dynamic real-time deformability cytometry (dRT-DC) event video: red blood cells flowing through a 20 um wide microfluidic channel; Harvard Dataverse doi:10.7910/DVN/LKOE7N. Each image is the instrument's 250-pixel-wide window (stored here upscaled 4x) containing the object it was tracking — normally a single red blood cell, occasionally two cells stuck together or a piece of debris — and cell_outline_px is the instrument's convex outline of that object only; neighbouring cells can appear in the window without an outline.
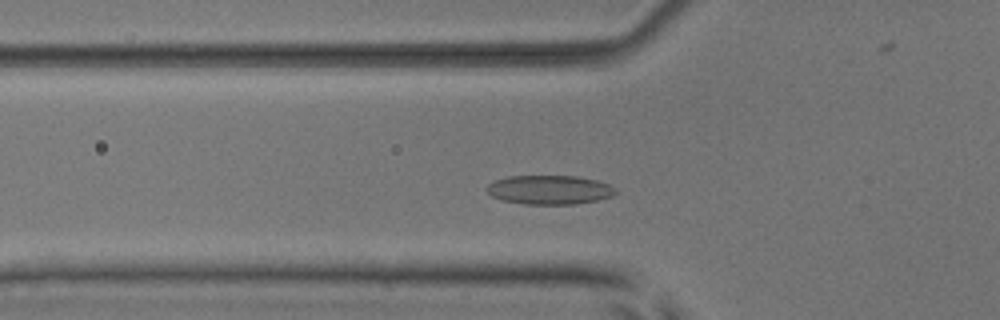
{"species": "common noctule bat (a hibernating species)", "species_latin": "Nyctalus noctula", "temperature_condition": "room temperature", "stored_images_in_passage": 49, "camera_frame_rate_fps": 3000, "um_per_image_px": 0.085, "animal": {"sex": "male", "body_mass_g": 17.9, "forearm_length_mm": 54.2}, "frame": {"image": 1, "passage_image": 13, "time_ms": 4.0, "image_size_px": [1000, 320], "cell_outline_px": [[616, 192], [612, 196], [596, 200], [576, 204], [524, 204], [504, 200], [492, 196], [484, 188], [488, 184], [496, 180], [508, 176], [576, 176], [596, 180], [608, 184], [616, 188]], "centroid_in_image_um": [46.7, 16.13], "position_along_channel_um": 79.1, "area_um2": 21.73}}
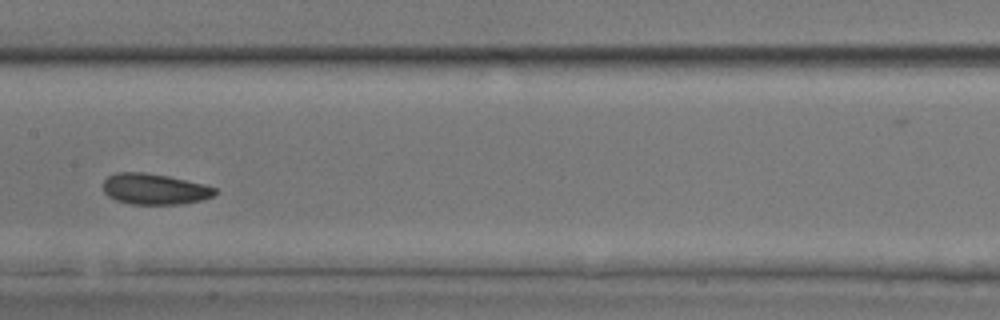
{"frame": {"image": 2, "passage_image": 22, "time_ms": 7.0, "image_size_px": [1000, 320], "cell_outline_px": [[220, 192], [212, 196], [200, 200], [180, 204], [132, 204], [116, 200], [108, 196], [104, 192], [104, 180], [108, 176], [116, 172], [144, 172], [168, 176], [204, 184], [216, 188]], "centroid_in_image_um": [13.14, 16.06], "position_along_channel_um": 194.3, "area_um2": 20.11}}
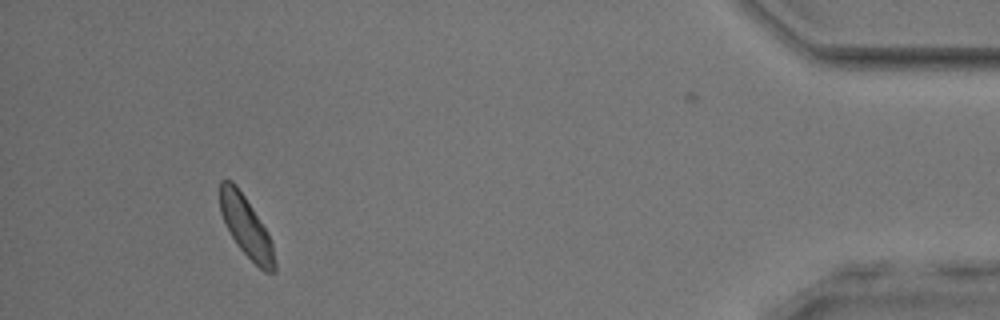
{"frame": {"image": 3, "passage_image": 44, "time_ms": 14.333, "image_size_px": [1000, 320], "cell_outline_px": [[276, 272], [264, 272], [236, 244], [220, 212], [220, 180], [232, 180], [236, 184], [268, 232], [272, 244], [276, 264]], "centroid_in_image_um": [20.93, 19.27], "position_along_channel_um": 414.3, "area_um2": 18.96}, "authors_computed_cell_mechanics": {"area_um2": 20.23, "velocity_mm_per_s": 3.8494, "shape_relaxation_time_tau1_ms": 3.0391, "shape_relaxation_time_tau2_ms": 3.6928, "deformation_change_tau1": 0.0704, "deformation_change_tau2": 0.0928}}